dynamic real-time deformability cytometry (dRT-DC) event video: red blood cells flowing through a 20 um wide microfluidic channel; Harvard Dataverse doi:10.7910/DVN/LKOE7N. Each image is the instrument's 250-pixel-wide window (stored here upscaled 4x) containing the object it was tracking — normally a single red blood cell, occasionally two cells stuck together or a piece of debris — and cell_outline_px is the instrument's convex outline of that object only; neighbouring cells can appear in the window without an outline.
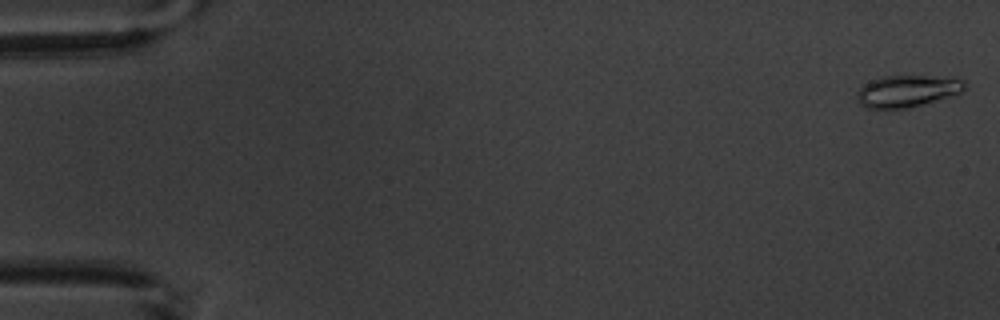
{"species": "common noctule bat (a hibernating species)", "species_latin": "Nyctalus noctula", "temperature_condition": "warm", "stored_images_in_passage": 3, "segment_of_instrument_passage": [2, 2], "camera_frame_rate_fps": 3000, "um_per_image_px": 0.085, "animal": {"sex": "male", "body_mass_g": 20.1, "forearm_length_mm": 53.5}, "frame": {"image": 1, "passage_image": 3, "time_ms": 2.333, "image_size_px": [1000, 320], "cell_outline_px": [[964, 88], [960, 92], [912, 108], [892, 112], [864, 108], [856, 96], [860, 88], [864, 84], [872, 80], [884, 76], [928, 76], [964, 80]], "centroid_in_image_um": [77.01, 7.8], "position_along_channel_um": 8.0, "area_um2": 20.23}}